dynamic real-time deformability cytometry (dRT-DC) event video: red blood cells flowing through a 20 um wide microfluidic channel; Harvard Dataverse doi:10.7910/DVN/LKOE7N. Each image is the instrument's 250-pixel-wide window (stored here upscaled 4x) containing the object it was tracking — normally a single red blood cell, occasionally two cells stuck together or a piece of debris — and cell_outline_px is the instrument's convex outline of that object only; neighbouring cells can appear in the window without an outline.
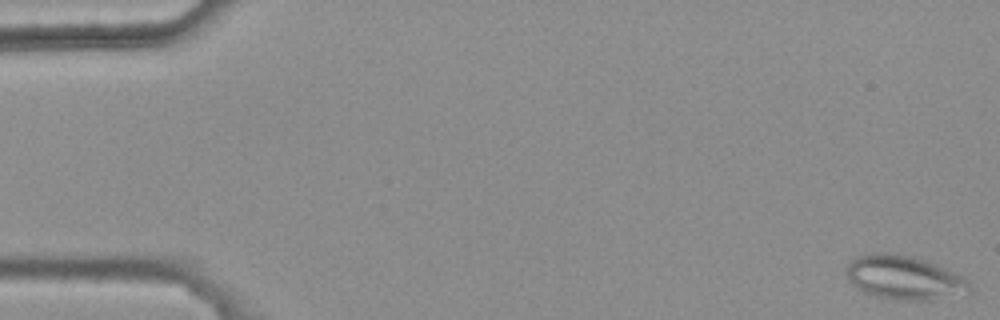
{"species": "common noctule bat (a hibernating species)", "species_latin": "Nyctalus noctula", "temperature_condition": "warm", "stored_images_in_passage": 43, "camera_frame_rate_fps": 3000, "um_per_image_px": 0.085, "animal": {"sex": "female", "body_mass_g": 25.1}, "frame": {"image": 1, "passage_image": 1, "time_ms": 0.0, "image_size_px": [1000, 320], "cell_outline_px": [[972, 288], [968, 296], [932, 300], [896, 300], [872, 296], [856, 288], [848, 280], [844, 272], [848, 264], [856, 256], [872, 252], [888, 252], [908, 256], [924, 260], [936, 264], [964, 276], [968, 280]], "centroid_in_image_um": [76.89, 23.62], "position_along_channel_um": 8.1, "area_um2": 32.43}}
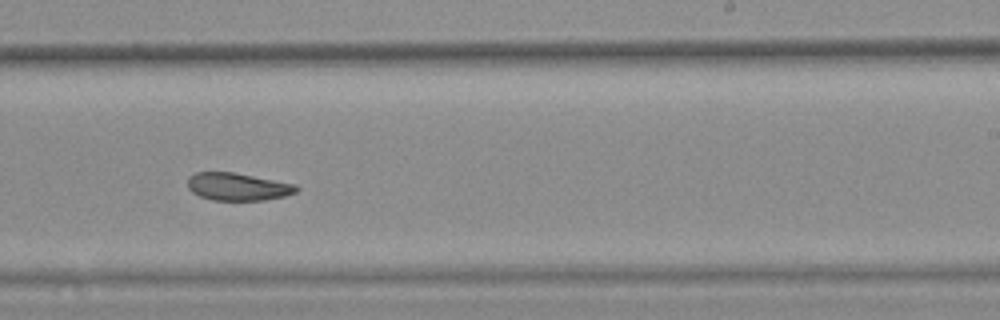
{"frame": {"image": 2, "passage_image": 34, "time_ms": 11.0, "image_size_px": [1000, 320], "cell_outline_px": [[300, 188], [296, 192], [284, 196], [264, 200], [212, 200], [200, 196], [192, 192], [188, 188], [188, 176], [196, 172], [236, 172], [296, 184]], "centroid_in_image_um": [20.21, 15.86], "position_along_channel_um": 268.8, "area_um2": 17.63}}
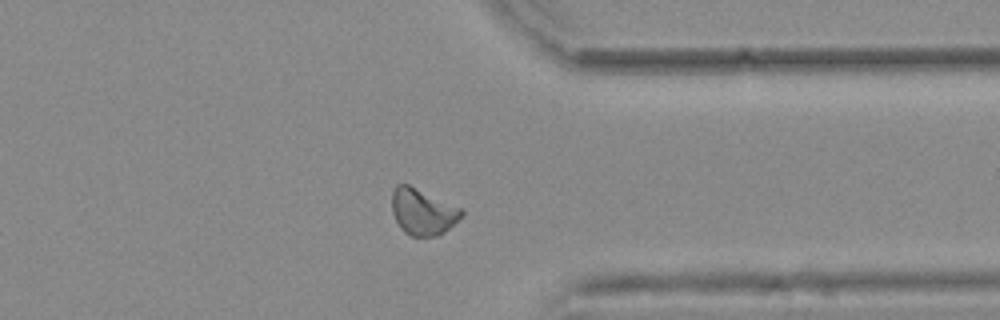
{"frame": {"image": 3, "passage_image": 43, "time_ms": 14.0, "image_size_px": [1000, 320], "cell_outline_px": [[464, 212], [444, 232], [436, 236], [412, 236], [404, 232], [400, 228], [392, 212], [392, 192], [396, 184], [408, 184], [464, 208]], "centroid_in_image_um": [35.92, 17.98], "position_along_channel_um": 375.5, "area_um2": 18.73}, "authors_computed_cell_mechanics": {"area_um2": 19.3052, "velocity_mm_per_s": 3.6891, "shape_relaxation_time_tau1_ms": null, "shape_relaxation_time_tau2_ms": 3.4585, "deformation_change_tau1": null, "deformation_change_tau2": 0.0891}}